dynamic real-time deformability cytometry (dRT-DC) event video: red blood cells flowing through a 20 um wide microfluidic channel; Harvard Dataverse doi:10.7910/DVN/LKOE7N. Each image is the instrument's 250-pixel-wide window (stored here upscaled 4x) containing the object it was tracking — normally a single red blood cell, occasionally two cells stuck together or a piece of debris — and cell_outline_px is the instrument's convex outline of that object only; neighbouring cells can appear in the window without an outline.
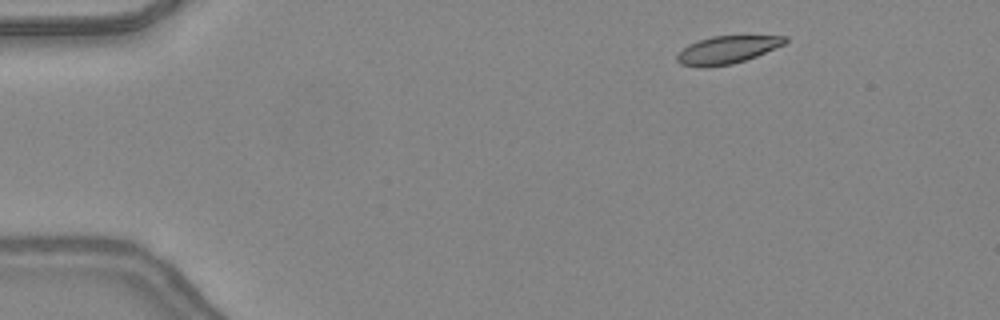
{"species": "common noctule bat (a hibernating species)", "species_latin": "Nyctalus noctula", "temperature_condition": "warm", "stored_images_in_passage": 42, "camera_frame_rate_fps": 3000, "um_per_image_px": 0.085, "animal": {"sex": "female", "body_mass_g": 24.6, "forearm_length_mm": 56.2}, "frame": {"image": 1, "passage_image": 1, "time_ms": 0.0, "image_size_px": [1000, 320], "cell_outline_px": [[788, 40], [784, 44], [756, 56], [732, 64], [708, 68], [700, 68], [680, 64], [676, 60], [676, 56], [688, 44], [712, 36], [788, 36]], "centroid_in_image_um": [61.77, 4.25], "position_along_channel_um": 23.2, "area_um2": 17.4}}
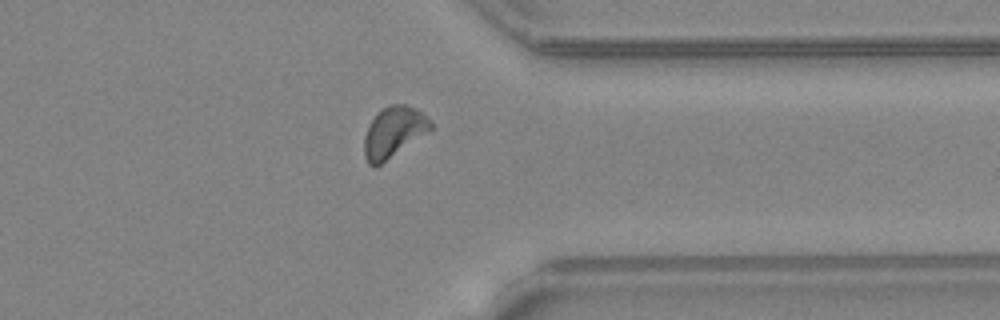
{"frame": {"image": 2, "passage_image": 32, "time_ms": 10.333, "image_size_px": [1000, 320], "cell_outline_px": [[432, 128], [428, 132], [376, 168], [372, 168], [368, 164], [364, 156], [364, 136], [368, 124], [376, 112], [388, 104], [404, 104], [416, 108], [432, 120]], "centroid_in_image_um": [33.43, 11.23], "position_along_channel_um": 378.0, "area_um2": 20.06}}
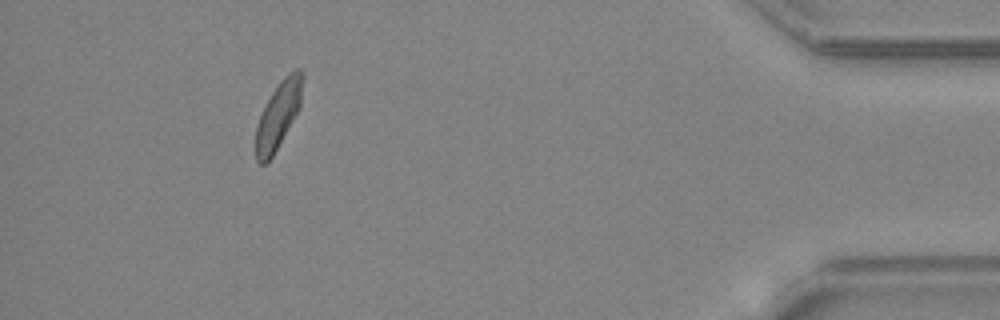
{"frame": {"image": 3, "passage_image": 38, "time_ms": 12.333, "image_size_px": [1000, 320], "cell_outline_px": [[304, 76], [300, 108], [272, 156], [264, 164], [260, 164], [256, 160], [256, 124], [272, 92], [280, 80], [288, 72], [296, 68], [300, 68], [304, 72]], "centroid_in_image_um": [23.69, 9.71], "position_along_channel_um": 411.5, "area_um2": 18.15}, "authors_computed_cell_mechanics": {"area_um2": 18.8717, "velocity_mm_per_s": 4.3653, "shape_relaxation_time_tau1_ms": 5.8222, "shape_relaxation_time_tau2_ms": 1.5023, "deformation_change_tau1": 0.1673, "deformation_change_tau2": 0.0825}}